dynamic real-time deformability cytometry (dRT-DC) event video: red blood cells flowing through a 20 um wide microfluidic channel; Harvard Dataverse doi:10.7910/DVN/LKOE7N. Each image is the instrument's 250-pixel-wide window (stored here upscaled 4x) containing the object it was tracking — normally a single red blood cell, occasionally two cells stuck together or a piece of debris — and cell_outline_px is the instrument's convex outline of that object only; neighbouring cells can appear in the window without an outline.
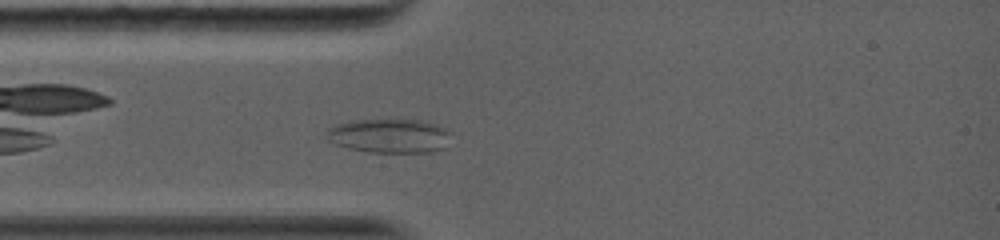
{"species": "common noctule bat (a hibernating species)", "species_latin": "Nyctalus noctula", "temperature_condition": "warm", "stored_images_in_passage": 28, "camera_frame_rate_fps": 5000, "um_per_image_px": 0.085, "animal": {"sex": "female", "body_mass_g": 19.0, "forearm_length_mm": 56.7}, "frame": {"image": 1, "passage_image": 4, "time_ms": 1.0, "image_size_px": [1000, 240], "cell_outline_px": [[452, 132], [444, 148], [432, 152], [368, 152], [348, 148], [336, 144], [328, 140], [328, 128], [336, 124], [352, 120], [420, 120], [444, 128]], "centroid_in_image_um": [33.1, 11.55], "position_along_channel_um": 51.9, "area_um2": 24.57}}
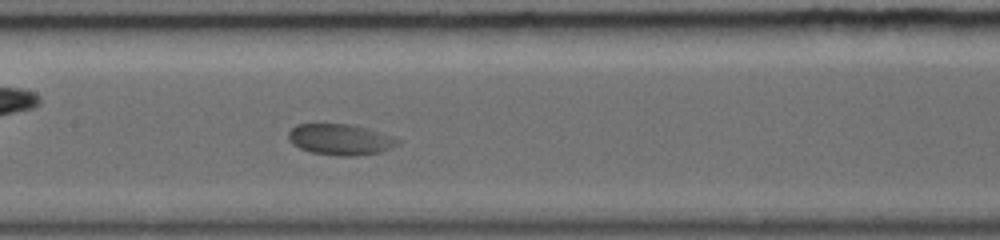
{"frame": {"image": 2, "passage_image": 13, "time_ms": 4.2, "image_size_px": [1000, 240], "cell_outline_px": [[400, 144], [392, 148], [380, 152], [356, 156], [336, 156], [312, 152], [300, 148], [292, 144], [288, 140], [288, 132], [296, 124], [348, 124], [396, 136], [400, 140]], "centroid_in_image_um": [28.95, 11.87], "position_along_channel_um": 178.5, "area_um2": 19.88}}
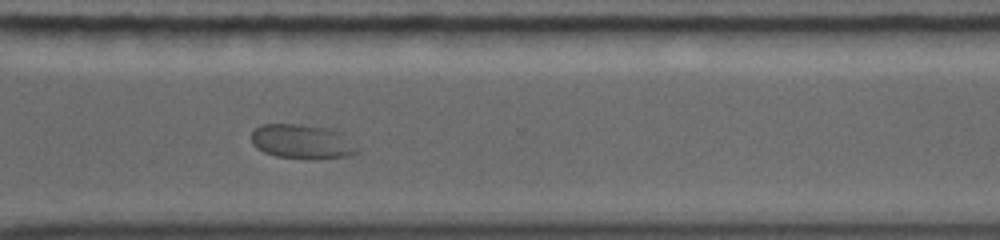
{"frame": {"image": 3, "passage_image": 25, "time_ms": 8.4, "image_size_px": [1000, 240], "cell_outline_px": [[360, 148], [356, 152], [348, 156], [312, 160], [276, 156], [264, 152], [256, 148], [252, 144], [252, 132], [260, 124], [300, 124], [328, 128], [340, 132]], "centroid_in_image_um": [25.68, 12.05], "position_along_channel_um": 344.9, "area_um2": 21.44}}